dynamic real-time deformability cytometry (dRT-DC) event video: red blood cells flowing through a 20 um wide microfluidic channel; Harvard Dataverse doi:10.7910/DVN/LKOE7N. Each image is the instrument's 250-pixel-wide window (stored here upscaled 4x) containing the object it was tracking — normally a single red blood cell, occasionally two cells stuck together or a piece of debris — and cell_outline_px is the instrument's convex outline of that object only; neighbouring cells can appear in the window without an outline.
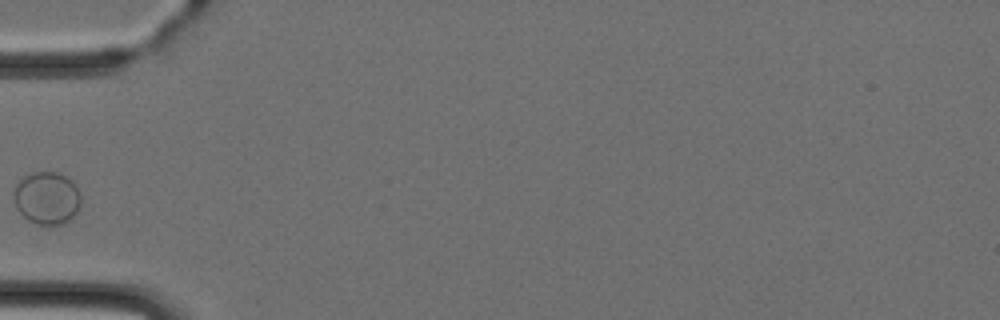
{"species": "Egyptian fruit bat (a non-hibernating species)", "species_latin": "Rousettus aegyptiacus", "temperature_condition": "cold", "stored_images_in_passage": 3, "camera_frame_rate_fps": 3000, "um_per_image_px": 0.085, "animal": {"sex": "female"}, "frame": {"image": 1, "passage_image": 3, "time_ms": 2.333, "image_size_px": [1000, 320], "cell_outline_px": [[80, 208], [64, 224], [36, 224], [28, 220], [16, 208], [12, 192], [16, 184], [28, 172], [56, 172], [72, 180], [76, 184], [80, 192]], "centroid_in_image_um": [3.97, 16.81], "position_along_channel_um": 81.0, "area_um2": 20.75}}